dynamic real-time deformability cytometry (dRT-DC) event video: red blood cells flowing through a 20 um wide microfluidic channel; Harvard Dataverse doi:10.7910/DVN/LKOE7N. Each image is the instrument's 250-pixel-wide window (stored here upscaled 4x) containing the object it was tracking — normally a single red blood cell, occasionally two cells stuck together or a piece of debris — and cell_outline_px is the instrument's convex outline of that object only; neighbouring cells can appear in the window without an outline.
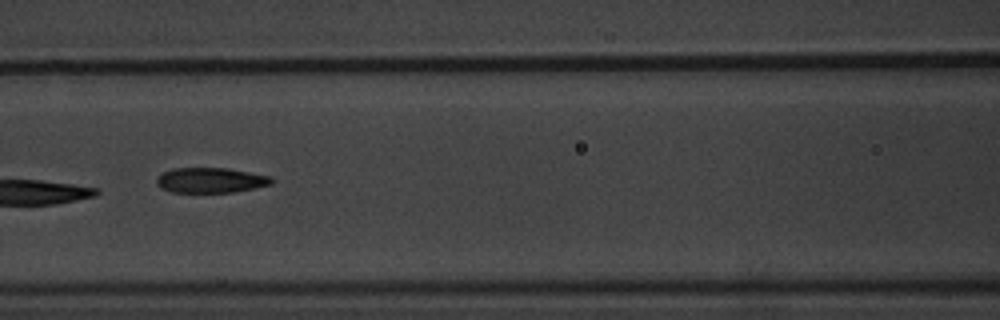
{"species": "common noctule bat (a hibernating species)", "species_latin": "Nyctalus noctula", "temperature_condition": "warm", "stored_images_in_passage": 14, "camera_frame_rate_fps": 3000, "um_per_image_px": 0.085, "animal": {"sex": "male", "body_mass_g": 20.1, "forearm_length_mm": 53.5}, "frame": {"image": 1, "passage_image": 7, "time_ms": 8.0, "image_size_px": [1000, 320], "cell_outline_px": [[276, 180], [272, 184], [232, 192], [172, 192], [160, 188], [156, 184], [156, 180], [164, 172], [172, 168], [228, 168], [272, 176]], "centroid_in_image_um": [17.93, 15.31], "position_along_channel_um": 148.7, "area_um2": 16.88}}
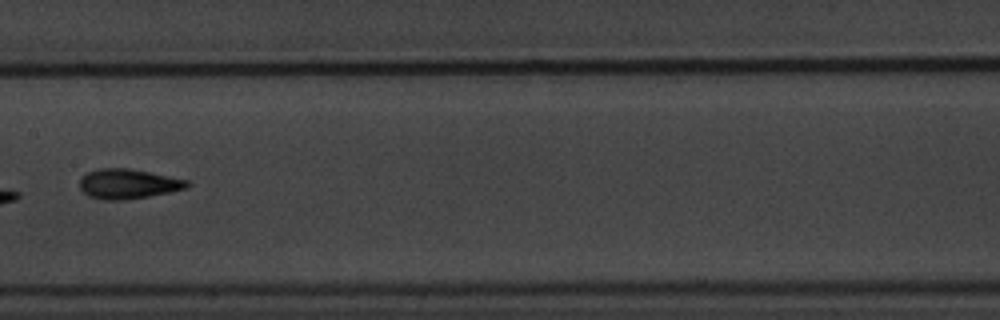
{"frame": {"image": 2, "passage_image": 8, "time_ms": 9.333, "image_size_px": [1000, 320], "cell_outline_px": [[192, 184], [188, 188], [148, 196], [124, 200], [104, 200], [88, 196], [80, 188], [80, 176], [84, 172], [100, 168], [128, 168], [152, 172], [188, 180]], "centroid_in_image_um": [10.88, 15.61], "position_along_channel_um": 196.5, "area_um2": 18.9}, "authors_computed_cell_mechanics": {"area_um2": 18.4093, "velocity_mm_per_s": 3.5875, "shape_relaxation_time_tau1_ms": null, "shape_relaxation_time_tau2_ms": 1.8649, "deformation_change_tau1": null, "deformation_change_tau2": 0.0909}}